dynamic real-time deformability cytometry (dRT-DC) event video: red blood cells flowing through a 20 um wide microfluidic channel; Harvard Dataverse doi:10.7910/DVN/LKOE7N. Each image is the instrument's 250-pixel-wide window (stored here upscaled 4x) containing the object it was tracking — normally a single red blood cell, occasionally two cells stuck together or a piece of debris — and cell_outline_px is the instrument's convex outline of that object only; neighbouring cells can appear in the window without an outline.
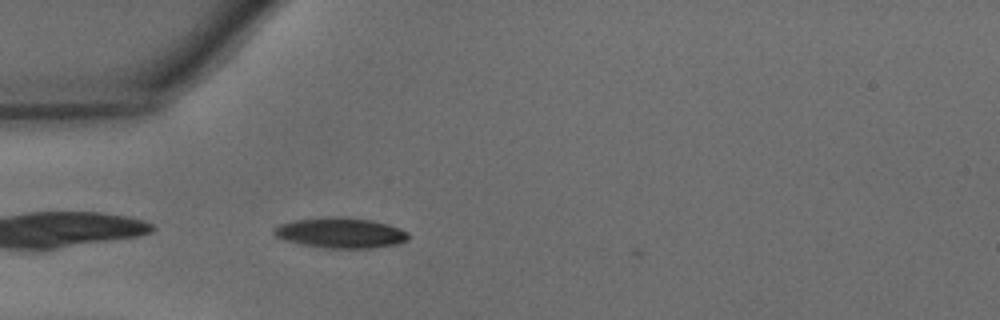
{"species": "common noctule bat (a hibernating species)", "species_latin": "Nyctalus noctula", "temperature_condition": "warm", "stored_images_in_passage": 4, "camera_frame_rate_fps": 3000, "um_per_image_px": 0.085, "animal": {"sex": "male", "body_mass_g": 15.6}, "frame": {"image": 1, "passage_image": 1, "time_ms": 0.0, "image_size_px": [1000, 320], "cell_outline_px": [[408, 240], [396, 244], [372, 248], [324, 248], [304, 244], [288, 240], [276, 236], [272, 232], [272, 228], [280, 224], [292, 220], [328, 216], [336, 216], [372, 220], [388, 224], [400, 228], [408, 232]], "centroid_in_image_um": [28.95, 19.78], "position_along_channel_um": 56.0, "area_um2": 23.81}}